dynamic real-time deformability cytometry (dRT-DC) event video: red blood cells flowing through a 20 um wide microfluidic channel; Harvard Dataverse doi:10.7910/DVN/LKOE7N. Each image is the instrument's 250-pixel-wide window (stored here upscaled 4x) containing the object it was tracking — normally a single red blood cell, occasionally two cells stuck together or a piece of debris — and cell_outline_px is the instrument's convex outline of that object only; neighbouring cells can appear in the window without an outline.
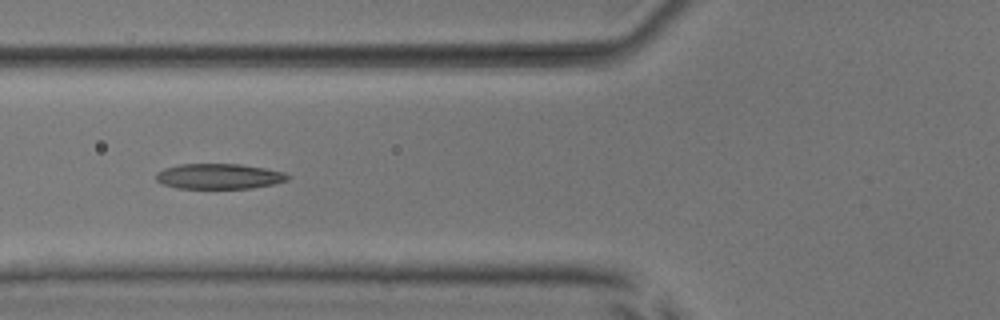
{"species": "common noctule bat (a hibernating species)", "species_latin": "Nyctalus noctula", "temperature_condition": "room temperature", "stored_images_in_passage": 37, "camera_frame_rate_fps": 3000, "um_per_image_px": 0.085, "animal": {"sex": "male", "body_mass_g": 17.9, "forearm_length_mm": 54.2}, "frame": {"image": 1, "passage_image": 6, "time_ms": 1.667, "image_size_px": [1000, 320], "cell_outline_px": [[292, 176], [288, 180], [272, 184], [252, 188], [180, 188], [164, 184], [156, 180], [156, 172], [164, 168], [180, 164], [240, 164], [264, 168], [284, 172]], "centroid_in_image_um": [18.63, 14.98], "position_along_channel_um": 107.2, "area_um2": 19.36}}
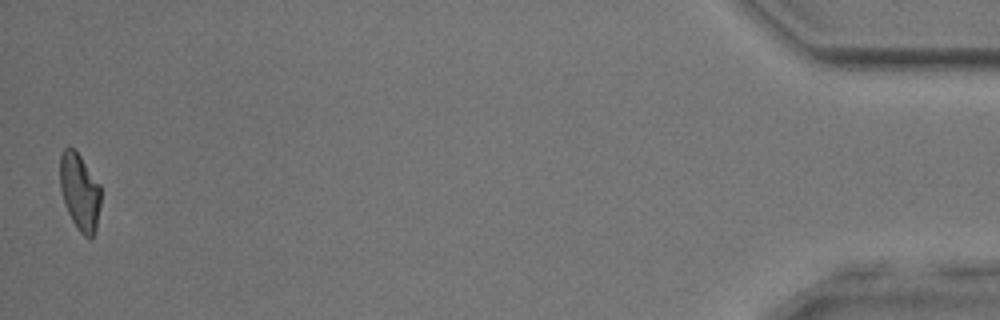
{"frame": {"image": 2, "passage_image": 37, "time_ms": 12.0, "image_size_px": [1000, 320], "cell_outline_px": [[100, 204], [96, 228], [92, 236], [88, 240], [76, 228], [68, 212], [60, 188], [60, 156], [64, 148], [68, 144], [80, 156], [100, 184]], "centroid_in_image_um": [6.77, 16.3], "position_along_channel_um": 428.4, "area_um2": 18.21}, "authors_computed_cell_mechanics": {"area_um2": 19.2474, "velocity_mm_per_s": 3.9885, "shape_relaxation_time_tau1_ms": 5.8129, "shape_relaxation_time_tau2_ms": 4.3619, "deformation_change_tau1": 0.1911, "deformation_change_tau2": 0.142}}